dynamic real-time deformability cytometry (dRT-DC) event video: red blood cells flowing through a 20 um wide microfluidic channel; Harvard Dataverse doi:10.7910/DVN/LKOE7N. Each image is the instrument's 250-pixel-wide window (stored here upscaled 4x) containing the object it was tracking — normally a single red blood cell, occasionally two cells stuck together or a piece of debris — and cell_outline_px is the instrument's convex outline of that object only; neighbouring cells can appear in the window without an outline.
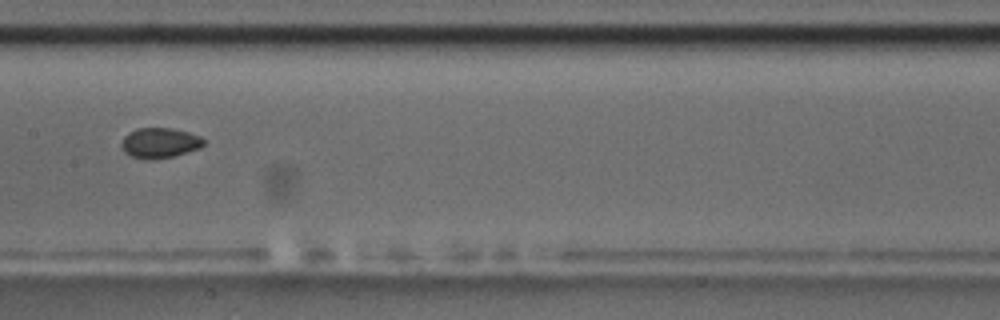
{"species": "common noctule bat (a hibernating species)", "species_latin": "Nyctalus noctula", "temperature_condition": "room temperature", "stored_images_in_passage": 9, "camera_frame_rate_fps": 3000, "um_per_image_px": 0.085, "animal": {"sex": "male", "body_mass_g": 17.5, "forearm_length_mm": 52.3}, "frame": {"image": 1, "passage_image": 7, "time_ms": 8.0, "image_size_px": [1000, 320], "cell_outline_px": [[204, 144], [200, 148], [176, 156], [152, 160], [144, 160], [132, 156], [124, 152], [120, 144], [124, 136], [128, 132], [136, 128], [172, 128], [188, 132], [200, 136], [204, 140]], "centroid_in_image_um": [13.56, 12.16], "position_along_channel_um": 193.8, "area_um2": 14.74}}